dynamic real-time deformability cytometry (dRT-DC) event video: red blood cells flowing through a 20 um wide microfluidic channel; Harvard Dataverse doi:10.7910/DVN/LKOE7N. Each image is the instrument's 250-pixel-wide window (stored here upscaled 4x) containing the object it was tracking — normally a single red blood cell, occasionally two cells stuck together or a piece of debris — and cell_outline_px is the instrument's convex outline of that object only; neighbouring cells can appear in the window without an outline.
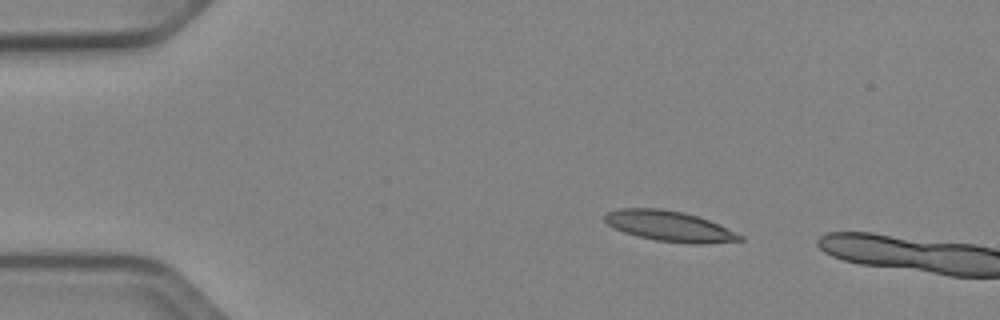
{"species": "Egyptian fruit bat (a non-hibernating species)", "species_latin": "Rousettus aegyptiacus", "temperature_condition": "cold", "stored_images_in_passage": 4, "camera_frame_rate_fps": 3000, "um_per_image_px": 0.085, "animal": {"sex": "female"}, "frame": {"image": 1, "passage_image": 1, "time_ms": 0.0, "image_size_px": [1000, 320], "cell_outline_px": [[744, 240], [700, 244], [688, 244], [656, 240], [636, 236], [624, 232], [608, 224], [604, 220], [604, 216], [608, 212], [620, 208], [660, 208], [684, 212], [708, 220], [744, 236]], "centroid_in_image_um": [56.89, 19.22], "position_along_channel_um": 28.1, "area_um2": 23.81}}